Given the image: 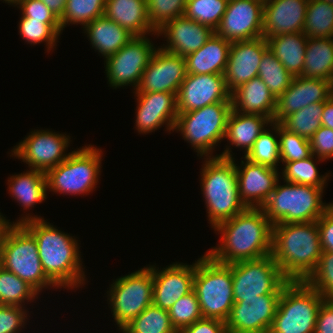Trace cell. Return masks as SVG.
Listing matches in <instances>:
<instances>
[{"mask_svg":"<svg viewBox=\"0 0 333 333\" xmlns=\"http://www.w3.org/2000/svg\"><path fill=\"white\" fill-rule=\"evenodd\" d=\"M12 224H22L34 236L42 268L57 288L72 290L85 284L86 275L76 238L29 213Z\"/></svg>","mask_w":333,"mask_h":333,"instance_id":"6da1fadb","label":"cell"},{"mask_svg":"<svg viewBox=\"0 0 333 333\" xmlns=\"http://www.w3.org/2000/svg\"><path fill=\"white\" fill-rule=\"evenodd\" d=\"M220 245L206 252L223 264L254 260L272 253L273 224L261 208H246L214 228Z\"/></svg>","mask_w":333,"mask_h":333,"instance_id":"7a4b0ae2","label":"cell"},{"mask_svg":"<svg viewBox=\"0 0 333 333\" xmlns=\"http://www.w3.org/2000/svg\"><path fill=\"white\" fill-rule=\"evenodd\" d=\"M322 252L317 221L273 225L271 254L289 281H305Z\"/></svg>","mask_w":333,"mask_h":333,"instance_id":"3957f363","label":"cell"},{"mask_svg":"<svg viewBox=\"0 0 333 333\" xmlns=\"http://www.w3.org/2000/svg\"><path fill=\"white\" fill-rule=\"evenodd\" d=\"M226 147L216 157L202 158L205 161L201 168L200 187L212 228L246 209L239 197L232 148Z\"/></svg>","mask_w":333,"mask_h":333,"instance_id":"277c9868","label":"cell"},{"mask_svg":"<svg viewBox=\"0 0 333 333\" xmlns=\"http://www.w3.org/2000/svg\"><path fill=\"white\" fill-rule=\"evenodd\" d=\"M0 266L27 282L38 293L57 287L45 274L34 236L22 224L0 227Z\"/></svg>","mask_w":333,"mask_h":333,"instance_id":"5b68a950","label":"cell"},{"mask_svg":"<svg viewBox=\"0 0 333 333\" xmlns=\"http://www.w3.org/2000/svg\"><path fill=\"white\" fill-rule=\"evenodd\" d=\"M279 181L261 207L273 225L317 221L331 205L322 200L324 189L289 182L279 185Z\"/></svg>","mask_w":333,"mask_h":333,"instance_id":"8992f818","label":"cell"},{"mask_svg":"<svg viewBox=\"0 0 333 333\" xmlns=\"http://www.w3.org/2000/svg\"><path fill=\"white\" fill-rule=\"evenodd\" d=\"M193 290L203 318L226 322L234 305L231 264L212 259L207 253L196 261Z\"/></svg>","mask_w":333,"mask_h":333,"instance_id":"52a82bcc","label":"cell"},{"mask_svg":"<svg viewBox=\"0 0 333 333\" xmlns=\"http://www.w3.org/2000/svg\"><path fill=\"white\" fill-rule=\"evenodd\" d=\"M325 298L306 281H288L268 333H314Z\"/></svg>","mask_w":333,"mask_h":333,"instance_id":"ba28073f","label":"cell"},{"mask_svg":"<svg viewBox=\"0 0 333 333\" xmlns=\"http://www.w3.org/2000/svg\"><path fill=\"white\" fill-rule=\"evenodd\" d=\"M102 150L93 145L73 150L67 159L48 170L47 191L66 195H87L98 184Z\"/></svg>","mask_w":333,"mask_h":333,"instance_id":"9c48e42d","label":"cell"},{"mask_svg":"<svg viewBox=\"0 0 333 333\" xmlns=\"http://www.w3.org/2000/svg\"><path fill=\"white\" fill-rule=\"evenodd\" d=\"M232 102H218L186 113H178L173 130L180 132L200 158L212 155L215 146L225 139ZM212 155V156H211Z\"/></svg>","mask_w":333,"mask_h":333,"instance_id":"30bf717a","label":"cell"},{"mask_svg":"<svg viewBox=\"0 0 333 333\" xmlns=\"http://www.w3.org/2000/svg\"><path fill=\"white\" fill-rule=\"evenodd\" d=\"M109 300L114 320L121 331L153 302L152 265L121 276L110 285Z\"/></svg>","mask_w":333,"mask_h":333,"instance_id":"8fae6325","label":"cell"},{"mask_svg":"<svg viewBox=\"0 0 333 333\" xmlns=\"http://www.w3.org/2000/svg\"><path fill=\"white\" fill-rule=\"evenodd\" d=\"M234 301L265 294H281L289 281L281 272L272 254L231 264Z\"/></svg>","mask_w":333,"mask_h":333,"instance_id":"7c38bea8","label":"cell"},{"mask_svg":"<svg viewBox=\"0 0 333 333\" xmlns=\"http://www.w3.org/2000/svg\"><path fill=\"white\" fill-rule=\"evenodd\" d=\"M147 36H135L117 53L105 60V71L110 87L119 88L129 84L137 89L143 71L149 64L155 50Z\"/></svg>","mask_w":333,"mask_h":333,"instance_id":"4fadbf2b","label":"cell"},{"mask_svg":"<svg viewBox=\"0 0 333 333\" xmlns=\"http://www.w3.org/2000/svg\"><path fill=\"white\" fill-rule=\"evenodd\" d=\"M11 150L12 156L21 159L29 169L46 173L68 158L65 152L70 144V136L50 130H34Z\"/></svg>","mask_w":333,"mask_h":333,"instance_id":"5bb4252c","label":"cell"},{"mask_svg":"<svg viewBox=\"0 0 333 333\" xmlns=\"http://www.w3.org/2000/svg\"><path fill=\"white\" fill-rule=\"evenodd\" d=\"M281 294H265L234 301L226 321L227 333H268Z\"/></svg>","mask_w":333,"mask_h":333,"instance_id":"9a60e30c","label":"cell"},{"mask_svg":"<svg viewBox=\"0 0 333 333\" xmlns=\"http://www.w3.org/2000/svg\"><path fill=\"white\" fill-rule=\"evenodd\" d=\"M264 3L258 0H229L218 36L230 42L263 37Z\"/></svg>","mask_w":333,"mask_h":333,"instance_id":"2e32d148","label":"cell"},{"mask_svg":"<svg viewBox=\"0 0 333 333\" xmlns=\"http://www.w3.org/2000/svg\"><path fill=\"white\" fill-rule=\"evenodd\" d=\"M186 75L185 58L158 47L133 93L169 92L177 94Z\"/></svg>","mask_w":333,"mask_h":333,"instance_id":"e0dca14e","label":"cell"},{"mask_svg":"<svg viewBox=\"0 0 333 333\" xmlns=\"http://www.w3.org/2000/svg\"><path fill=\"white\" fill-rule=\"evenodd\" d=\"M176 99L178 113H186L218 102H232L222 74H187Z\"/></svg>","mask_w":333,"mask_h":333,"instance_id":"ac0fdd59","label":"cell"},{"mask_svg":"<svg viewBox=\"0 0 333 333\" xmlns=\"http://www.w3.org/2000/svg\"><path fill=\"white\" fill-rule=\"evenodd\" d=\"M137 99L135 127L139 134H148L162 125L171 133L178 116L177 94L169 92L135 93Z\"/></svg>","mask_w":333,"mask_h":333,"instance_id":"d6986e66","label":"cell"},{"mask_svg":"<svg viewBox=\"0 0 333 333\" xmlns=\"http://www.w3.org/2000/svg\"><path fill=\"white\" fill-rule=\"evenodd\" d=\"M267 48L268 43L264 37L231 42L224 72L226 87L230 93L258 76L259 65Z\"/></svg>","mask_w":333,"mask_h":333,"instance_id":"ffe728a7","label":"cell"},{"mask_svg":"<svg viewBox=\"0 0 333 333\" xmlns=\"http://www.w3.org/2000/svg\"><path fill=\"white\" fill-rule=\"evenodd\" d=\"M196 261L192 265L173 263L159 270L152 266V304L169 311L175 302L193 290Z\"/></svg>","mask_w":333,"mask_h":333,"instance_id":"44dd1931","label":"cell"},{"mask_svg":"<svg viewBox=\"0 0 333 333\" xmlns=\"http://www.w3.org/2000/svg\"><path fill=\"white\" fill-rule=\"evenodd\" d=\"M333 95L332 83L325 79L293 77L290 86L276 99L274 123L312 104L326 101Z\"/></svg>","mask_w":333,"mask_h":333,"instance_id":"7402d4cb","label":"cell"},{"mask_svg":"<svg viewBox=\"0 0 333 333\" xmlns=\"http://www.w3.org/2000/svg\"><path fill=\"white\" fill-rule=\"evenodd\" d=\"M243 159L241 166L235 163L240 200L246 208H261L281 179L280 174L277 169Z\"/></svg>","mask_w":333,"mask_h":333,"instance_id":"603a6c76","label":"cell"},{"mask_svg":"<svg viewBox=\"0 0 333 333\" xmlns=\"http://www.w3.org/2000/svg\"><path fill=\"white\" fill-rule=\"evenodd\" d=\"M214 33L212 28L184 15L169 20L156 30V35L163 34L167 41V45L160 48L183 57L200 49Z\"/></svg>","mask_w":333,"mask_h":333,"instance_id":"cb8c5ba5","label":"cell"},{"mask_svg":"<svg viewBox=\"0 0 333 333\" xmlns=\"http://www.w3.org/2000/svg\"><path fill=\"white\" fill-rule=\"evenodd\" d=\"M309 0H268L264 3L263 37L304 32Z\"/></svg>","mask_w":333,"mask_h":333,"instance_id":"d4e9b609","label":"cell"},{"mask_svg":"<svg viewBox=\"0 0 333 333\" xmlns=\"http://www.w3.org/2000/svg\"><path fill=\"white\" fill-rule=\"evenodd\" d=\"M232 109L239 113L260 114L272 122L276 98L267 85L257 76L231 93Z\"/></svg>","mask_w":333,"mask_h":333,"instance_id":"484cf974","label":"cell"},{"mask_svg":"<svg viewBox=\"0 0 333 333\" xmlns=\"http://www.w3.org/2000/svg\"><path fill=\"white\" fill-rule=\"evenodd\" d=\"M230 46V41L214 33L200 49L184 57L187 74L224 75Z\"/></svg>","mask_w":333,"mask_h":333,"instance_id":"4316f807","label":"cell"},{"mask_svg":"<svg viewBox=\"0 0 333 333\" xmlns=\"http://www.w3.org/2000/svg\"><path fill=\"white\" fill-rule=\"evenodd\" d=\"M104 15L134 36L156 35L150 24L146 0H106Z\"/></svg>","mask_w":333,"mask_h":333,"instance_id":"83f0119b","label":"cell"},{"mask_svg":"<svg viewBox=\"0 0 333 333\" xmlns=\"http://www.w3.org/2000/svg\"><path fill=\"white\" fill-rule=\"evenodd\" d=\"M83 29L91 42L92 48H95L105 59L117 53L135 37L127 29L105 15L94 19Z\"/></svg>","mask_w":333,"mask_h":333,"instance_id":"f1b7e54d","label":"cell"},{"mask_svg":"<svg viewBox=\"0 0 333 333\" xmlns=\"http://www.w3.org/2000/svg\"><path fill=\"white\" fill-rule=\"evenodd\" d=\"M271 123L272 121L263 115L239 113L232 109L227 119L225 139L232 147L244 150L246 155L258 136Z\"/></svg>","mask_w":333,"mask_h":333,"instance_id":"f546056e","label":"cell"},{"mask_svg":"<svg viewBox=\"0 0 333 333\" xmlns=\"http://www.w3.org/2000/svg\"><path fill=\"white\" fill-rule=\"evenodd\" d=\"M308 37L304 32L281 34L267 39L268 48L293 76H301Z\"/></svg>","mask_w":333,"mask_h":333,"instance_id":"4dcf8cb0","label":"cell"},{"mask_svg":"<svg viewBox=\"0 0 333 333\" xmlns=\"http://www.w3.org/2000/svg\"><path fill=\"white\" fill-rule=\"evenodd\" d=\"M8 191L24 210L47 199L46 175L42 171L29 169L27 172L10 176Z\"/></svg>","mask_w":333,"mask_h":333,"instance_id":"1f68e13d","label":"cell"},{"mask_svg":"<svg viewBox=\"0 0 333 333\" xmlns=\"http://www.w3.org/2000/svg\"><path fill=\"white\" fill-rule=\"evenodd\" d=\"M306 78L333 81V37L308 38L303 72Z\"/></svg>","mask_w":333,"mask_h":333,"instance_id":"d6a6232c","label":"cell"},{"mask_svg":"<svg viewBox=\"0 0 333 333\" xmlns=\"http://www.w3.org/2000/svg\"><path fill=\"white\" fill-rule=\"evenodd\" d=\"M304 34L308 38L333 37V4L323 0L308 1Z\"/></svg>","mask_w":333,"mask_h":333,"instance_id":"836d02e7","label":"cell"},{"mask_svg":"<svg viewBox=\"0 0 333 333\" xmlns=\"http://www.w3.org/2000/svg\"><path fill=\"white\" fill-rule=\"evenodd\" d=\"M269 127L272 131L266 128L255 140L252 148L244 155V158L252 163L278 170V163L281 162L279 139H277L279 138L278 123L272 122Z\"/></svg>","mask_w":333,"mask_h":333,"instance_id":"e575fe53","label":"cell"},{"mask_svg":"<svg viewBox=\"0 0 333 333\" xmlns=\"http://www.w3.org/2000/svg\"><path fill=\"white\" fill-rule=\"evenodd\" d=\"M314 160L319 162L324 161L323 159L315 157L312 154L308 158L285 163L281 173L282 176L280 175V177L283 178L284 182L308 185L324 189L325 186H327V178H329L330 174L326 173L325 176H320L316 167L317 164H315L317 162Z\"/></svg>","mask_w":333,"mask_h":333,"instance_id":"d590c367","label":"cell"},{"mask_svg":"<svg viewBox=\"0 0 333 333\" xmlns=\"http://www.w3.org/2000/svg\"><path fill=\"white\" fill-rule=\"evenodd\" d=\"M122 333H178L169 312L155 305L148 306L122 330Z\"/></svg>","mask_w":333,"mask_h":333,"instance_id":"8d00e7d4","label":"cell"},{"mask_svg":"<svg viewBox=\"0 0 333 333\" xmlns=\"http://www.w3.org/2000/svg\"><path fill=\"white\" fill-rule=\"evenodd\" d=\"M258 77L267 85L276 99L290 86L293 80V76L269 48L263 53Z\"/></svg>","mask_w":333,"mask_h":333,"instance_id":"74e56055","label":"cell"},{"mask_svg":"<svg viewBox=\"0 0 333 333\" xmlns=\"http://www.w3.org/2000/svg\"><path fill=\"white\" fill-rule=\"evenodd\" d=\"M39 294L27 282L0 266V305L23 307L25 301L34 302Z\"/></svg>","mask_w":333,"mask_h":333,"instance_id":"f35d334b","label":"cell"},{"mask_svg":"<svg viewBox=\"0 0 333 333\" xmlns=\"http://www.w3.org/2000/svg\"><path fill=\"white\" fill-rule=\"evenodd\" d=\"M324 102L312 103L284 118L279 124L288 132L309 140L322 126L321 117Z\"/></svg>","mask_w":333,"mask_h":333,"instance_id":"ab89813d","label":"cell"},{"mask_svg":"<svg viewBox=\"0 0 333 333\" xmlns=\"http://www.w3.org/2000/svg\"><path fill=\"white\" fill-rule=\"evenodd\" d=\"M18 27L20 36L27 43L36 45L46 42L47 52L54 49L62 32L61 23H42V20H29L23 15Z\"/></svg>","mask_w":333,"mask_h":333,"instance_id":"60d3db41","label":"cell"},{"mask_svg":"<svg viewBox=\"0 0 333 333\" xmlns=\"http://www.w3.org/2000/svg\"><path fill=\"white\" fill-rule=\"evenodd\" d=\"M229 0H187L184 16L212 28L219 27Z\"/></svg>","mask_w":333,"mask_h":333,"instance_id":"b9f144b4","label":"cell"},{"mask_svg":"<svg viewBox=\"0 0 333 333\" xmlns=\"http://www.w3.org/2000/svg\"><path fill=\"white\" fill-rule=\"evenodd\" d=\"M105 4L106 0H67L64 14L60 18L62 30L67 24H80L84 27L103 16Z\"/></svg>","mask_w":333,"mask_h":333,"instance_id":"7bdbcfd3","label":"cell"},{"mask_svg":"<svg viewBox=\"0 0 333 333\" xmlns=\"http://www.w3.org/2000/svg\"><path fill=\"white\" fill-rule=\"evenodd\" d=\"M170 321L178 333L203 318L194 290L181 297L169 309Z\"/></svg>","mask_w":333,"mask_h":333,"instance_id":"ee69618b","label":"cell"},{"mask_svg":"<svg viewBox=\"0 0 333 333\" xmlns=\"http://www.w3.org/2000/svg\"><path fill=\"white\" fill-rule=\"evenodd\" d=\"M280 158L283 165L288 162L308 158L312 155L309 140L288 132L278 123Z\"/></svg>","mask_w":333,"mask_h":333,"instance_id":"f6af8a7d","label":"cell"},{"mask_svg":"<svg viewBox=\"0 0 333 333\" xmlns=\"http://www.w3.org/2000/svg\"><path fill=\"white\" fill-rule=\"evenodd\" d=\"M305 281L325 300H333V253L323 251L316 269Z\"/></svg>","mask_w":333,"mask_h":333,"instance_id":"bcb514c9","label":"cell"},{"mask_svg":"<svg viewBox=\"0 0 333 333\" xmlns=\"http://www.w3.org/2000/svg\"><path fill=\"white\" fill-rule=\"evenodd\" d=\"M187 0H146L151 26L158 30L164 23L184 14Z\"/></svg>","mask_w":333,"mask_h":333,"instance_id":"7dc6e473","label":"cell"},{"mask_svg":"<svg viewBox=\"0 0 333 333\" xmlns=\"http://www.w3.org/2000/svg\"><path fill=\"white\" fill-rule=\"evenodd\" d=\"M25 306L0 305V333H18L24 328L29 313Z\"/></svg>","mask_w":333,"mask_h":333,"instance_id":"c3c4849f","label":"cell"},{"mask_svg":"<svg viewBox=\"0 0 333 333\" xmlns=\"http://www.w3.org/2000/svg\"><path fill=\"white\" fill-rule=\"evenodd\" d=\"M22 15L29 20H42V23H60V19L42 0H21L17 5Z\"/></svg>","mask_w":333,"mask_h":333,"instance_id":"681fc988","label":"cell"},{"mask_svg":"<svg viewBox=\"0 0 333 333\" xmlns=\"http://www.w3.org/2000/svg\"><path fill=\"white\" fill-rule=\"evenodd\" d=\"M311 152L315 157L323 159L333 158V130L321 126L309 139Z\"/></svg>","mask_w":333,"mask_h":333,"instance_id":"f907efd6","label":"cell"},{"mask_svg":"<svg viewBox=\"0 0 333 333\" xmlns=\"http://www.w3.org/2000/svg\"><path fill=\"white\" fill-rule=\"evenodd\" d=\"M317 224L322 250L333 253V203L317 220Z\"/></svg>","mask_w":333,"mask_h":333,"instance_id":"816d5d0a","label":"cell"},{"mask_svg":"<svg viewBox=\"0 0 333 333\" xmlns=\"http://www.w3.org/2000/svg\"><path fill=\"white\" fill-rule=\"evenodd\" d=\"M180 333H227L226 322L219 319L202 318L185 327Z\"/></svg>","mask_w":333,"mask_h":333,"instance_id":"f5cc1de1","label":"cell"},{"mask_svg":"<svg viewBox=\"0 0 333 333\" xmlns=\"http://www.w3.org/2000/svg\"><path fill=\"white\" fill-rule=\"evenodd\" d=\"M314 333H333V300H324L320 306Z\"/></svg>","mask_w":333,"mask_h":333,"instance_id":"db71d44e","label":"cell"},{"mask_svg":"<svg viewBox=\"0 0 333 333\" xmlns=\"http://www.w3.org/2000/svg\"><path fill=\"white\" fill-rule=\"evenodd\" d=\"M321 125L333 130V95L324 101Z\"/></svg>","mask_w":333,"mask_h":333,"instance_id":"11a10c76","label":"cell"},{"mask_svg":"<svg viewBox=\"0 0 333 333\" xmlns=\"http://www.w3.org/2000/svg\"><path fill=\"white\" fill-rule=\"evenodd\" d=\"M44 4L60 19L64 14L67 0H42Z\"/></svg>","mask_w":333,"mask_h":333,"instance_id":"9f6ffc18","label":"cell"},{"mask_svg":"<svg viewBox=\"0 0 333 333\" xmlns=\"http://www.w3.org/2000/svg\"><path fill=\"white\" fill-rule=\"evenodd\" d=\"M2 224H12L11 222H9V220H7L3 215H1L0 213V227Z\"/></svg>","mask_w":333,"mask_h":333,"instance_id":"6f0895ef","label":"cell"},{"mask_svg":"<svg viewBox=\"0 0 333 333\" xmlns=\"http://www.w3.org/2000/svg\"><path fill=\"white\" fill-rule=\"evenodd\" d=\"M8 5H17L21 0H3ZM10 3V4H9Z\"/></svg>","mask_w":333,"mask_h":333,"instance_id":"680465c9","label":"cell"},{"mask_svg":"<svg viewBox=\"0 0 333 333\" xmlns=\"http://www.w3.org/2000/svg\"><path fill=\"white\" fill-rule=\"evenodd\" d=\"M323 1H327V2H329L331 4H333V0H323Z\"/></svg>","mask_w":333,"mask_h":333,"instance_id":"91938a15","label":"cell"},{"mask_svg":"<svg viewBox=\"0 0 333 333\" xmlns=\"http://www.w3.org/2000/svg\"><path fill=\"white\" fill-rule=\"evenodd\" d=\"M258 1H260L262 3H266L268 0H258Z\"/></svg>","mask_w":333,"mask_h":333,"instance_id":"94428289","label":"cell"}]
</instances>
